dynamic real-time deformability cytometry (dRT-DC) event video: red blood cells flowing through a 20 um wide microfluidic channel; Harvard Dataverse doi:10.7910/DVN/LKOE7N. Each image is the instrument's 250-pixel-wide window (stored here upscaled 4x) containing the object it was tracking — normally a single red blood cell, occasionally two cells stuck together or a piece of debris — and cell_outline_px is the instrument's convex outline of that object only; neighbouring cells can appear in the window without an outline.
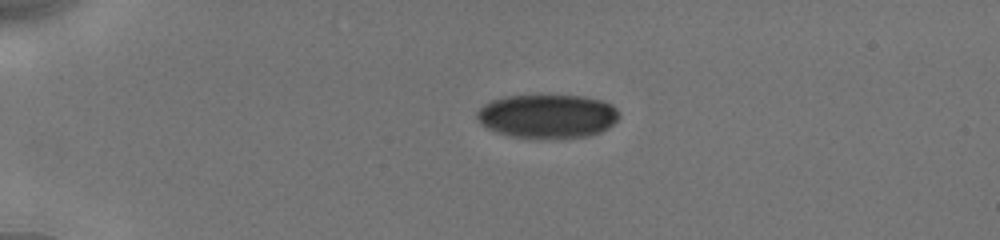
{"species": "human", "species_latin": "Homo sapiens", "temperature_condition": "cold", "stored_images_in_passage": 29, "camera_frame_rate_fps": 3000, "um_per_image_px": 0.085, "donor": {"sex": "male"}, "frame": {"image": 1, "passage_image": 1, "time_ms": 0.0, "image_size_px": [1000, 240], "cell_outline_px": [[620, 116], [608, 128], [600, 132], [588, 136], [564, 140], [532, 140], [508, 136], [496, 132], [480, 124], [476, 120], [476, 112], [484, 104], [492, 100], [504, 96], [580, 96], [600, 100], [612, 104], [616, 108]], "centroid_in_image_um": [46.5, 9.93], "position_along_channel_um": 38.5, "area_um2": 37.22}}
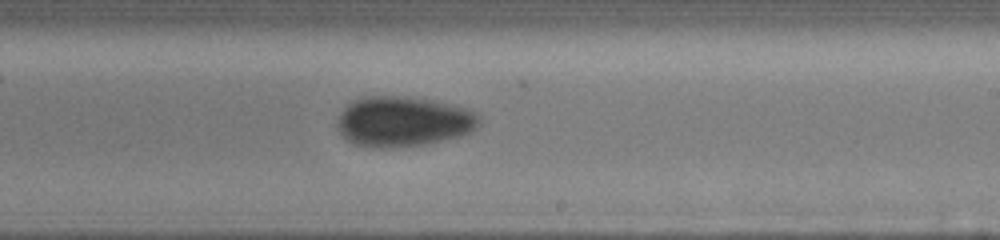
{"frame": {"image": 2, "passage_image": 19, "time_ms": 7.0, "image_size_px": [1000, 240], "cell_outline_px": [[480, 124], [476, 128], [460, 136], [424, 144], [380, 148], [372, 148], [352, 144], [340, 132], [336, 124], [340, 112], [352, 100], [364, 96], [400, 96], [432, 100], [456, 104], [468, 108], [476, 112], [480, 116]], "centroid_in_image_um": [34.28, 10.31], "position_along_channel_um": 254.7, "area_um2": 41.79}}
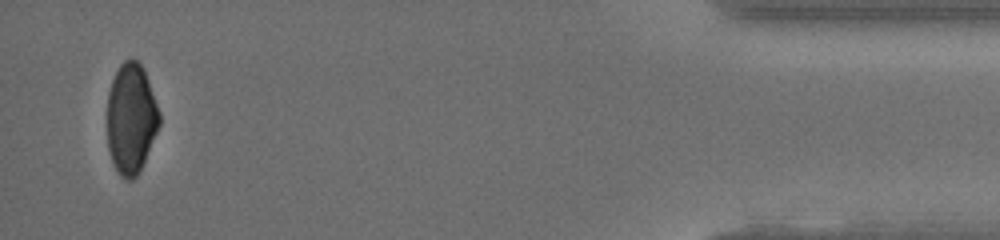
{"frame": {"image": 3, "passage_image": 29, "time_ms": 13.0, "image_size_px": [1000, 240], "cell_outline_px": [[160, 124], [144, 160], [136, 176], [132, 180], [124, 180], [120, 176], [112, 160], [108, 148], [108, 92], [112, 80], [120, 64], [128, 56], [132, 56], [144, 68], [160, 112]], "centroid_in_image_um": [11.14, 10.03], "position_along_channel_um": 424.1, "area_um2": 33.47}, "authors_computed_cell_mechanics": {"area_um2": 38.726, "velocity_mm_per_s": 3.925, "shape_relaxation_time_tau1_ms": 5.6107, "shape_relaxation_time_tau2_ms": 3.4061, "deformation_change_tau1": 0.1081, "deformation_change_tau2": 0.0439}}